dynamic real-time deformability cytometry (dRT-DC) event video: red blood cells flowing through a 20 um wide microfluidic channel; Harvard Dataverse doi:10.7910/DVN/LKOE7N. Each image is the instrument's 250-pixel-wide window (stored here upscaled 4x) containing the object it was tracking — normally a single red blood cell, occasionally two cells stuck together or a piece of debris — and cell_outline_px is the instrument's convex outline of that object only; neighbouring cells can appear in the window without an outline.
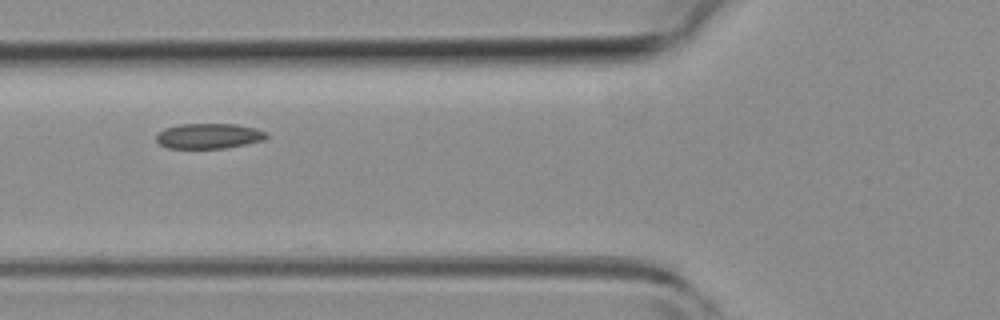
{"species": "common noctule bat (a hibernating species)", "species_latin": "Nyctalus noctula", "temperature_condition": "room temperature", "stored_images_in_passage": 5, "camera_frame_rate_fps": 3000, "um_per_image_px": 0.085, "animal": {"sex": "female", "body_mass_g": 19.3, "forearm_length_mm": 54.1}, "frame": {"image": 1, "passage_image": 4, "time_ms": 3.333, "image_size_px": [1000, 320], "cell_outline_px": [[268, 136], [264, 140], [224, 148], [168, 148], [160, 144], [156, 140], [156, 136], [164, 128], [180, 124], [236, 124], [256, 128], [264, 132]], "centroid_in_image_um": [17.73, 11.55], "position_along_channel_um": 108.1, "area_um2": 16.07}}
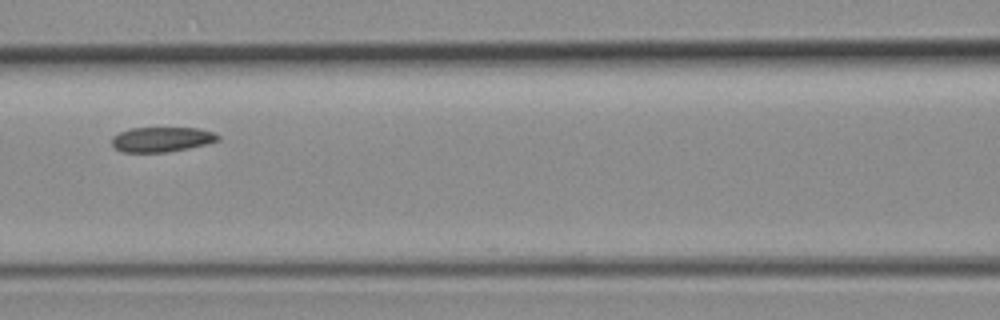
{"frame": {"image": 2, "passage_image": 5, "time_ms": 4.333, "image_size_px": [1000, 320], "cell_outline_px": [[220, 140], [208, 144], [168, 152], [124, 152], [116, 148], [112, 144], [112, 136], [120, 132], [132, 128], [200, 128], [216, 132], [220, 136]], "centroid_in_image_um": [13.81, 11.84], "position_along_channel_um": 152.8, "area_um2": 15.49}}